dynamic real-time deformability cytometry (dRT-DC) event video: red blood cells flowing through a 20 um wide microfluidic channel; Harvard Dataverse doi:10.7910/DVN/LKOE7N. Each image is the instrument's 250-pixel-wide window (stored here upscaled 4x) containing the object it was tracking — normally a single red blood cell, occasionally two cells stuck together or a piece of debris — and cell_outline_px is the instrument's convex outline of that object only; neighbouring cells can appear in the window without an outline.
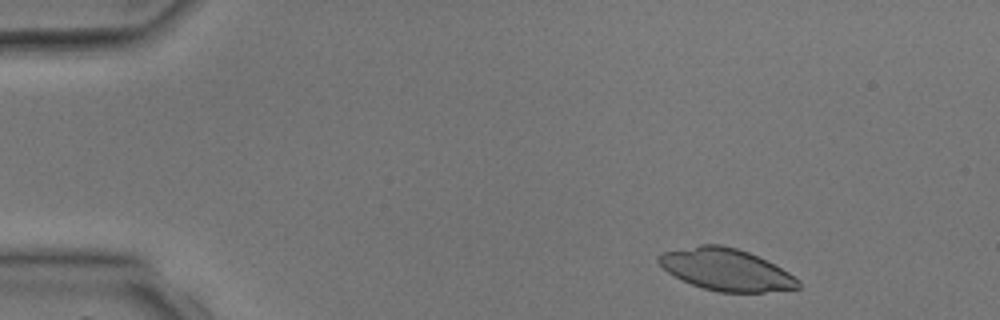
{"species": "common noctule bat (a hibernating species)", "species_latin": "Nyctalus noctula", "temperature_condition": "room temperature", "stored_images_in_passage": 2, "camera_frame_rate_fps": 3000, "um_per_image_px": 0.085, "animal": {"sex": "male", "body_mass_g": 17.9, "forearm_length_mm": 54.2}, "frame": {"image": 1, "passage_image": 1, "time_ms": 0.0, "image_size_px": [1000, 320], "cell_outline_px": [[800, 288], [764, 292], [720, 292], [704, 288], [692, 284], [668, 272], [656, 260], [656, 256], [660, 252], [700, 244], [720, 244], [736, 248], [748, 252], [788, 272], [800, 284]], "centroid_in_image_um": [61.66, 22.9], "position_along_channel_um": 23.3, "area_um2": 33.64}}